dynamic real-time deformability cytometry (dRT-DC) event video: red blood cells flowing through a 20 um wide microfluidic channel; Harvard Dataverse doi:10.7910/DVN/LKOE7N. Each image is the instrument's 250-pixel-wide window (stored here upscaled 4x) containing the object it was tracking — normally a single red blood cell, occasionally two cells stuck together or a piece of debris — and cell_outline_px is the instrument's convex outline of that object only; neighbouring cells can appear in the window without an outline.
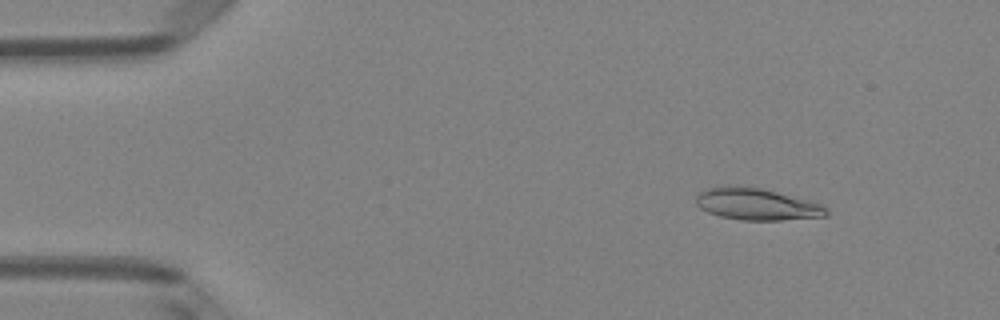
{"species": "Egyptian fruit bat (a non-hibernating species)", "species_latin": "Rousettus aegyptiacus", "temperature_condition": "room temperature", "stored_images_in_passage": 5, "camera_frame_rate_fps": 3000, "um_per_image_px": 0.085, "animal": {"sex": "female"}, "frame": {"image": 1, "passage_image": 2, "time_ms": 0.333, "image_size_px": [1000, 320], "cell_outline_px": [[828, 216], [780, 220], [740, 220], [720, 216], [708, 212], [700, 208], [696, 204], [696, 192], [708, 188], [724, 184], [744, 184], [808, 200], [820, 204], [828, 208]], "centroid_in_image_um": [64.26, 17.33], "position_along_channel_um": 20.7, "area_um2": 24.57}}